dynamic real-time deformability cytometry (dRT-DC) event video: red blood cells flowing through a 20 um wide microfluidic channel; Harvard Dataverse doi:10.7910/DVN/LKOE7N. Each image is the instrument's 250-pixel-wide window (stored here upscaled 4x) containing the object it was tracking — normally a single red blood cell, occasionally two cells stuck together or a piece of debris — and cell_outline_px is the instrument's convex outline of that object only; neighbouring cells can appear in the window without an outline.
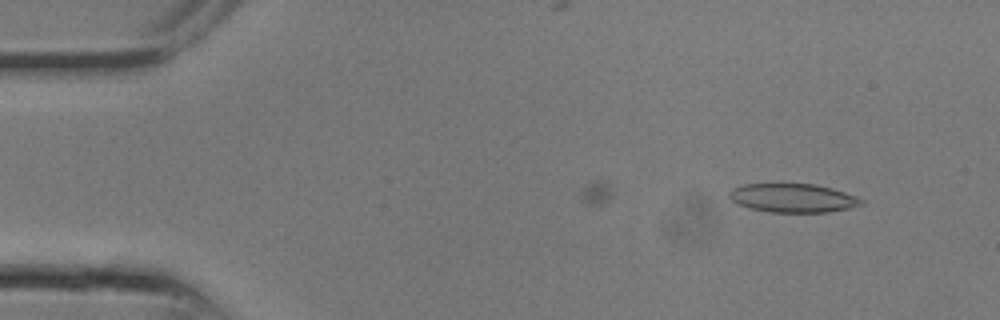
{"species": "common noctule bat (a hibernating species)", "species_latin": "Nyctalus noctula", "temperature_condition": "room temperature", "stored_images_in_passage": 12, "camera_frame_rate_fps": 3000, "um_per_image_px": 0.085, "animal": {"sex": "male", "body_mass_g": 13.3}, "frame": {"image": 1, "passage_image": 2, "time_ms": 0.333, "image_size_px": [1000, 320], "cell_outline_px": [[864, 204], [848, 208], [828, 212], [768, 212], [748, 208], [736, 204], [728, 196], [728, 192], [732, 188], [744, 184], [816, 184], [832, 188], [856, 196], [864, 200]], "centroid_in_image_um": [67.37, 16.83], "position_along_channel_um": 17.6, "area_um2": 22.25}}
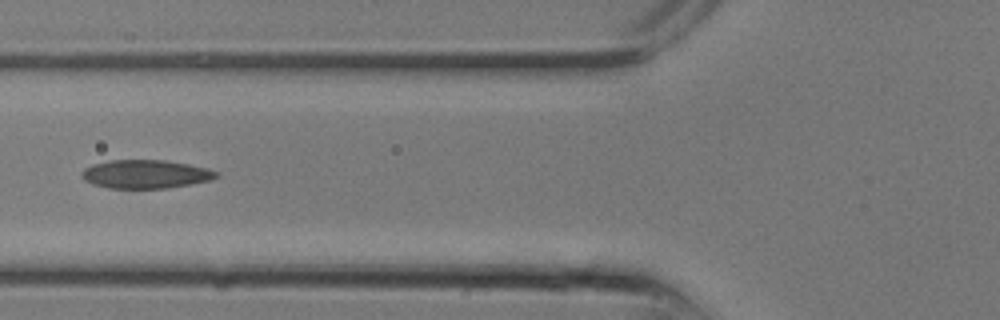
{"frame": {"image": 2, "passage_image": 9, "time_ms": 2.667, "image_size_px": [1000, 320], "cell_outline_px": [[220, 176], [212, 180], [168, 188], [108, 188], [92, 184], [84, 180], [80, 176], [80, 172], [84, 168], [92, 164], [108, 160], [164, 160], [188, 164], [208, 168], [220, 172]], "centroid_in_image_um": [12.37, 14.8], "position_along_channel_um": 113.4, "area_um2": 22.66}}